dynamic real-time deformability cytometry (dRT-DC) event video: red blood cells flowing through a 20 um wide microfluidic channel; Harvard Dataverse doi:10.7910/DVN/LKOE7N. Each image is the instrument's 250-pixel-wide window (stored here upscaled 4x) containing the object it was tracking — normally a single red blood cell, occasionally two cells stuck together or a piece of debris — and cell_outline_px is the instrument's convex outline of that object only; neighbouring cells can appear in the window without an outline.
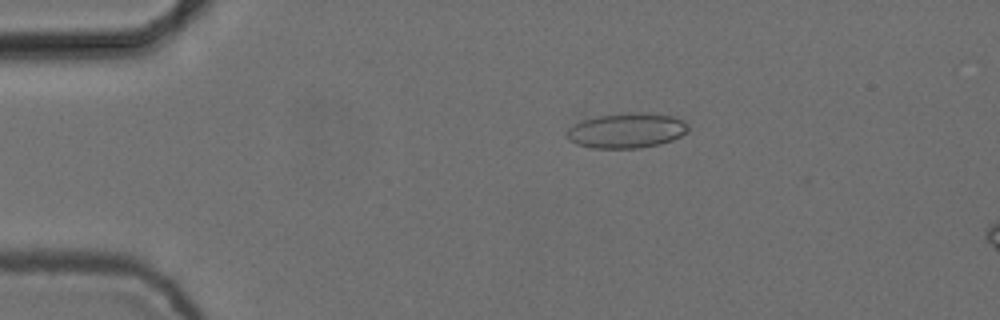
{"species": "common noctule bat (a hibernating species)", "species_latin": "Nyctalus noctula", "temperature_condition": "cold", "stored_images_in_passage": 4, "camera_frame_rate_fps": 3000, "um_per_image_px": 0.085, "animal": {"sex": "female", "body_mass_g": 24.6, "forearm_length_mm": 56.2}, "frame": {"image": 1, "passage_image": 2, "time_ms": 0.333, "image_size_px": [1000, 320], "cell_outline_px": [[688, 132], [672, 140], [660, 144], [640, 148], [592, 148], [576, 144], [568, 140], [564, 132], [568, 128], [580, 120], [600, 116], [636, 112], [672, 116], [684, 120], [688, 124]], "centroid_in_image_um": [53.24, 11.11], "position_along_channel_um": 31.8, "area_um2": 24.85}}